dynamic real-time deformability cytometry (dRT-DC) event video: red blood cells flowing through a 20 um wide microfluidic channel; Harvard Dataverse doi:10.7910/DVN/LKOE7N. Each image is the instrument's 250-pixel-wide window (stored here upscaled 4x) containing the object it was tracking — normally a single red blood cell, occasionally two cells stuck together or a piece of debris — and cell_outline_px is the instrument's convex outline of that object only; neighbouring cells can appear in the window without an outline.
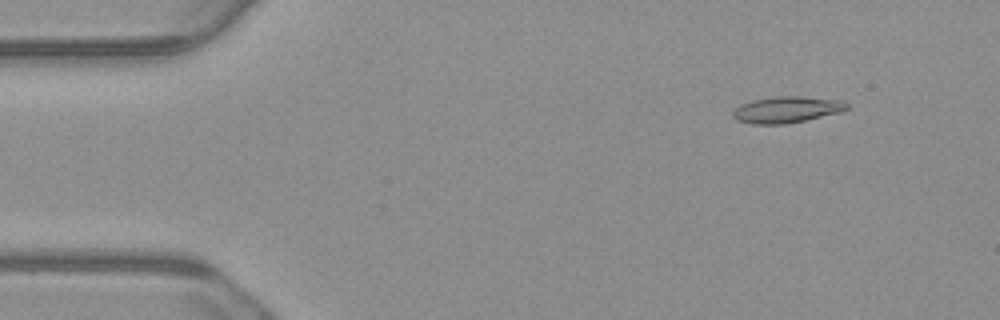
{"species": "common noctule bat (a hibernating species)", "species_latin": "Nyctalus noctula", "temperature_condition": "warm", "stored_images_in_passage": 55, "camera_frame_rate_fps": 3000, "um_per_image_px": 0.085, "animal": {"sex": "male", "body_mass_g": 23.1, "forearm_length_mm": 52.7}, "frame": {"image": 1, "passage_image": 6, "time_ms": 1.667, "image_size_px": [1000, 320], "cell_outline_px": [[848, 108], [840, 112], [804, 120], [784, 124], [752, 124], [736, 120], [732, 116], [732, 112], [740, 104], [752, 100], [776, 96], [800, 96], [840, 100], [848, 104]], "centroid_in_image_um": [66.83, 9.31], "position_along_channel_um": 18.2, "area_um2": 17.4}}
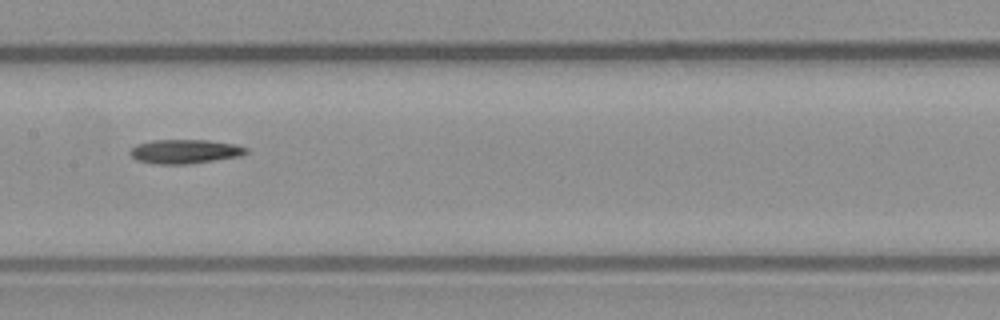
{"frame": {"image": 2, "passage_image": 27, "time_ms": 8.667, "image_size_px": [1000, 320], "cell_outline_px": [[248, 152], [240, 156], [188, 164], [152, 164], [136, 160], [128, 152], [136, 144], [152, 140], [208, 140], [236, 144], [248, 148]], "centroid_in_image_um": [15.7, 12.87], "position_along_channel_um": 191.7, "area_um2": 16.42}}
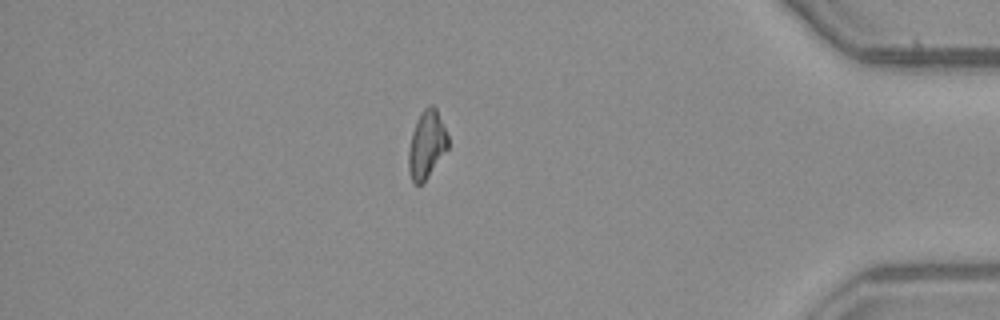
{"frame": {"image": 3, "passage_image": 47, "time_ms": 15.333, "image_size_px": [1000, 320], "cell_outline_px": [[448, 148], [424, 180], [420, 184], [416, 184], [412, 180], [408, 168], [408, 152], [412, 132], [416, 120], [420, 112], [428, 104], [432, 104], [436, 108], [448, 136]], "centroid_in_image_um": [36.25, 12.23], "position_along_channel_um": 398.9, "area_um2": 15.32}, "authors_computed_cell_mechanics": {"area_um2": 16.184, "velocity_mm_per_s": 3.7543, "shape_relaxation_time_tau1_ms": null, "shape_relaxation_time_tau2_ms": 8.1051, "deformation_change_tau1": null, "deformation_change_tau2": 0.1936}}